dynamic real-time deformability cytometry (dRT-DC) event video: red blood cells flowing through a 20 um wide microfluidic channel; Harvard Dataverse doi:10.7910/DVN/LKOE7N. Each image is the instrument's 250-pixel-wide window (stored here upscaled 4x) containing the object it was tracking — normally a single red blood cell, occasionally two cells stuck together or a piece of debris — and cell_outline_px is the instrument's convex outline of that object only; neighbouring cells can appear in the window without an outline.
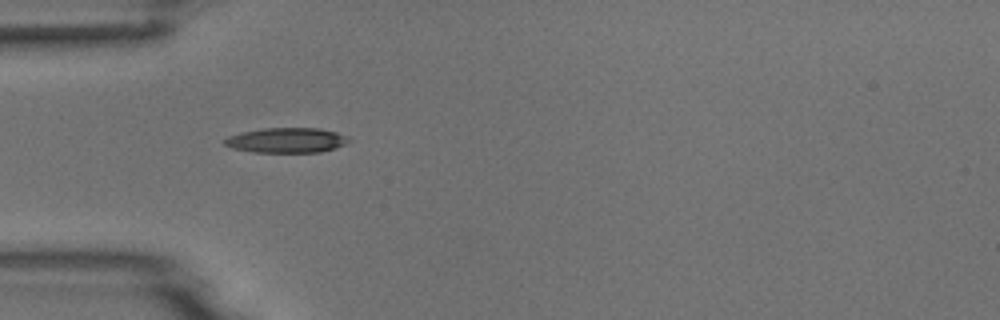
{"species": "common noctule bat (a hibernating species)", "species_latin": "Nyctalus noctula", "temperature_condition": "room temperature", "stored_images_in_passage": 7, "camera_frame_rate_fps": 3000, "um_per_image_px": 0.085, "animal": {"sex": "male", "body_mass_g": 18.8}, "frame": {"image": 1, "passage_image": 5, "time_ms": 4.333, "image_size_px": [1000, 320], "cell_outline_px": [[352, 140], [336, 148], [320, 152], [256, 152], [232, 148], [224, 144], [224, 140], [228, 136], [240, 132], [264, 128], [320, 128], [336, 132], [348, 136]], "centroid_in_image_um": [24.38, 11.91], "position_along_channel_um": 60.6, "area_um2": 18.15}}